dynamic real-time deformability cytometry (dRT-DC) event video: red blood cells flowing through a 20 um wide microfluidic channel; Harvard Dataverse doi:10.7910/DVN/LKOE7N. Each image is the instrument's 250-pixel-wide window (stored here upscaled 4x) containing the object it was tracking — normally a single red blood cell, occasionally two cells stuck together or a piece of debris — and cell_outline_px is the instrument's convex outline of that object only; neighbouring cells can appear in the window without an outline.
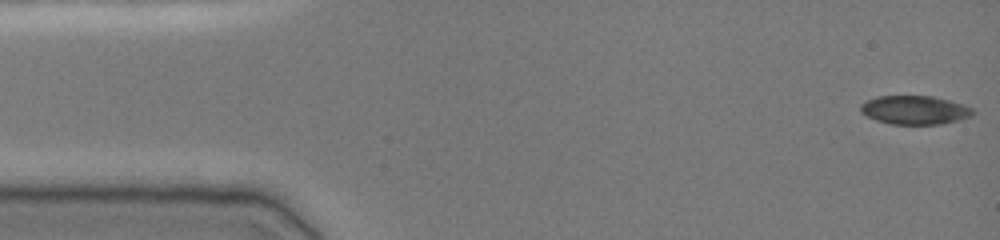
{"species": "common noctule bat (a hibernating species)", "species_latin": "Nyctalus noctula", "temperature_condition": "cold", "stored_images_in_passage": 49, "camera_frame_rate_fps": 3000, "um_per_image_px": 0.085, "animal": {"sex": "female", "body_mass_g": 19.0, "forearm_length_mm": 51.5}, "frame": {"image": 1, "passage_image": 1, "time_ms": 0.0, "image_size_px": [1000, 240], "cell_outline_px": [[972, 112], [968, 116], [956, 120], [940, 124], [892, 124], [876, 120], [860, 112], [860, 104], [876, 96], [932, 96], [948, 100], [972, 108]], "centroid_in_image_um": [77.67, 9.34], "position_along_channel_um": 7.3, "area_um2": 18.38}}
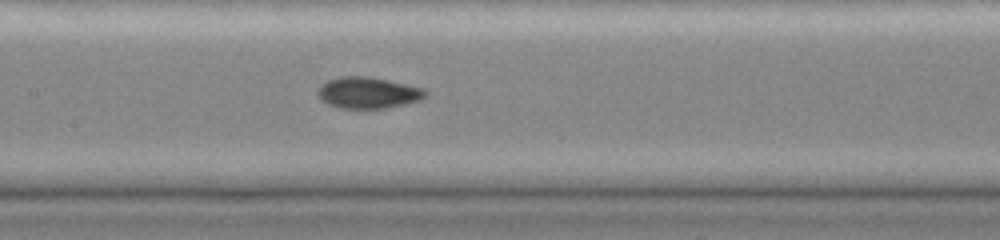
{"frame": {"image": 2, "passage_image": 23, "time_ms": 7.333, "image_size_px": [1000, 240], "cell_outline_px": [[428, 92], [420, 100], [388, 108], [340, 108], [328, 104], [320, 100], [316, 92], [320, 84], [328, 80], [340, 76], [368, 76], [428, 88]], "centroid_in_image_um": [31.28, 7.87], "position_along_channel_um": 176.1, "area_um2": 19.94}}
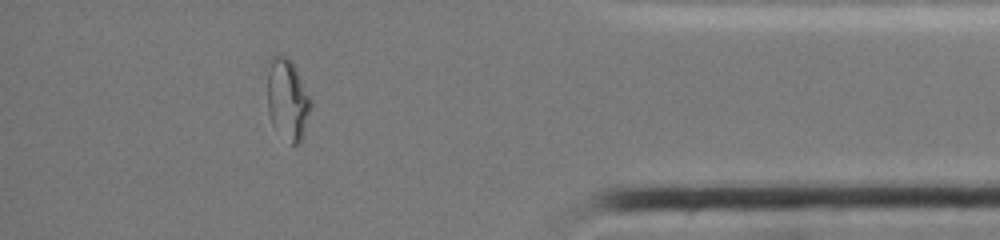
{"frame": {"image": 3, "passage_image": 43, "time_ms": 14.0, "image_size_px": [1000, 240], "cell_outline_px": [[312, 104], [300, 144], [292, 144], [272, 128], [268, 112], [268, 60], [272, 56], [284, 56], [292, 64], [312, 100]], "centroid_in_image_um": [24.41, 8.5], "position_along_channel_um": 410.8, "area_um2": 20.35}, "authors_computed_cell_mechanics": {"area_um2": 19.3052, "velocity_mm_per_s": 3.8735, "shape_relaxation_time_tau1_ms": null, "shape_relaxation_time_tau2_ms": 1.9697, "deformation_change_tau1": null, "deformation_change_tau2": 0.0508}}